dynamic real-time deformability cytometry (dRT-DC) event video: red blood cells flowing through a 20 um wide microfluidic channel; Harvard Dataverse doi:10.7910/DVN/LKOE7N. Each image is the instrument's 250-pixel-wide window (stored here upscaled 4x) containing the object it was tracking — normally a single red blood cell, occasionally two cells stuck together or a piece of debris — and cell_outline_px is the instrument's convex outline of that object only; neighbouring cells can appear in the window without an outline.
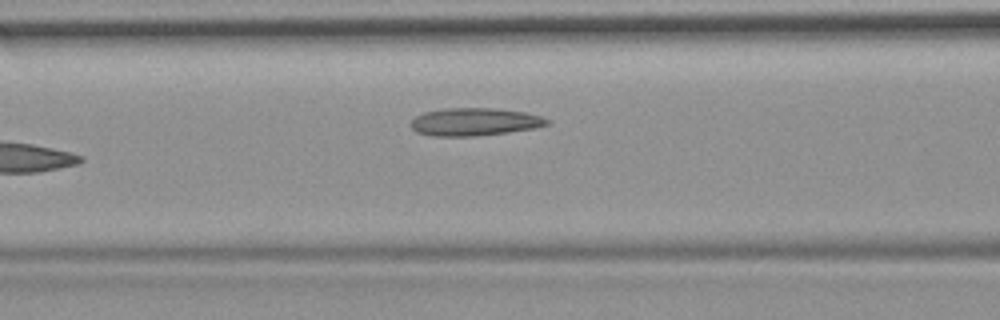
{"species": "common noctule bat (a hibernating species)", "species_latin": "Nyctalus noctula", "temperature_condition": "room temperature", "stored_images_in_passage": 6, "camera_frame_rate_fps": 3000, "um_per_image_px": 0.085, "animal": {"sex": "female", "body_mass_g": 19.9}, "frame": {"image": 1, "passage_image": 6, "time_ms": 6.667, "image_size_px": [1000, 320], "cell_outline_px": [[552, 120], [548, 124], [536, 128], [508, 132], [476, 136], [432, 136], [416, 132], [412, 128], [412, 120], [416, 116], [424, 112], [448, 108], [492, 108], [524, 112], [540, 116]], "centroid_in_image_um": [40.36, 10.36], "position_along_channel_um": 126.2, "area_um2": 21.96}}